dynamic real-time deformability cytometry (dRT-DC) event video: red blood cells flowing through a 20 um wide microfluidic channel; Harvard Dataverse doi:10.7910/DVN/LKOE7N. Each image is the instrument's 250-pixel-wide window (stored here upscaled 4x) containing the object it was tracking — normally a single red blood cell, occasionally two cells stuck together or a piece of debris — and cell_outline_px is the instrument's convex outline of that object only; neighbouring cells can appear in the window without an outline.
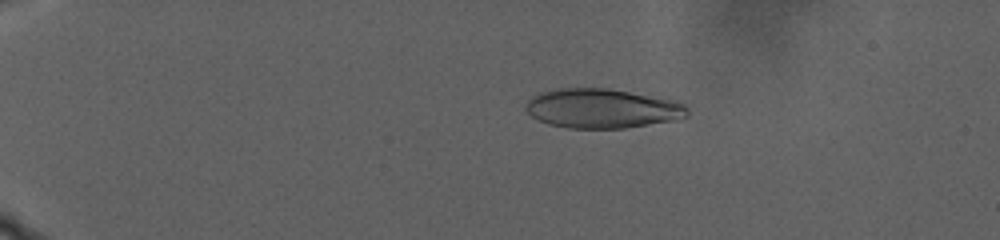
{"species": "human", "species_latin": "Homo sapiens", "temperature_condition": "warm", "stored_images_in_passage": 103, "camera_frame_rate_fps": 3000, "um_per_image_px": 0.085, "donor": {"sex": "male"}, "frame": {"image": 1, "passage_image": 24, "time_ms": 7.667, "image_size_px": [1000, 240], "cell_outline_px": [[688, 116], [668, 120], [624, 128], [568, 128], [548, 124], [532, 116], [524, 108], [528, 100], [532, 96], [540, 92], [556, 88], [608, 88], [676, 100], [684, 104], [688, 108]], "centroid_in_image_um": [51.14, 9.2], "position_along_channel_um": 33.9, "area_um2": 36.93}}
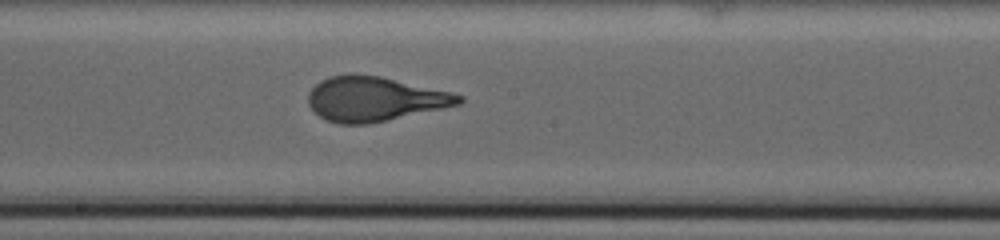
{"frame": {"image": 2, "passage_image": 63, "time_ms": 20.667, "image_size_px": [1000, 240], "cell_outline_px": [[464, 100], [460, 104], [388, 120], [368, 124], [340, 124], [328, 120], [320, 116], [308, 104], [308, 92], [320, 80], [328, 76], [348, 72], [380, 76], [452, 92], [464, 96]], "centroid_in_image_um": [31.82, 8.39], "position_along_channel_um": 216.4, "area_um2": 39.25}}
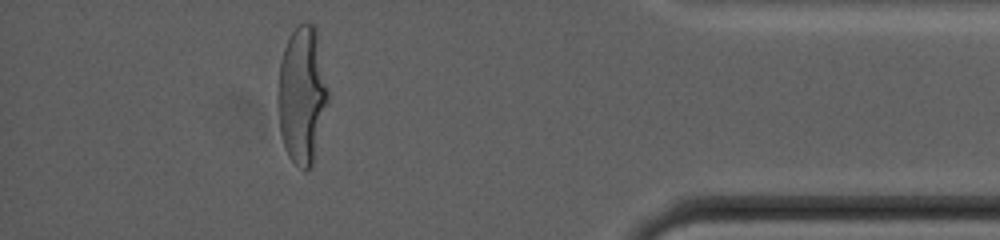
{"frame": {"image": 3, "passage_image": 94, "time_ms": 31.0, "image_size_px": [1000, 240], "cell_outline_px": [[328, 100], [312, 168], [304, 172], [288, 156], [284, 148], [280, 132], [276, 100], [276, 92], [280, 60], [284, 48], [292, 32], [300, 24], [316, 24], [328, 92]], "centroid_in_image_um": [25.65, 8.11], "position_along_channel_um": 409.6, "area_um2": 40.58}, "authors_computed_cell_mechanics": {"area_um2": 38.8416, "velocity_mm_per_s": 2.1719, "shape_relaxation_time_tau1_ms": 9.4267, "shape_relaxation_time_tau2_ms": null, "deformation_change_tau1": 0.2947, "deformation_change_tau2": null}}